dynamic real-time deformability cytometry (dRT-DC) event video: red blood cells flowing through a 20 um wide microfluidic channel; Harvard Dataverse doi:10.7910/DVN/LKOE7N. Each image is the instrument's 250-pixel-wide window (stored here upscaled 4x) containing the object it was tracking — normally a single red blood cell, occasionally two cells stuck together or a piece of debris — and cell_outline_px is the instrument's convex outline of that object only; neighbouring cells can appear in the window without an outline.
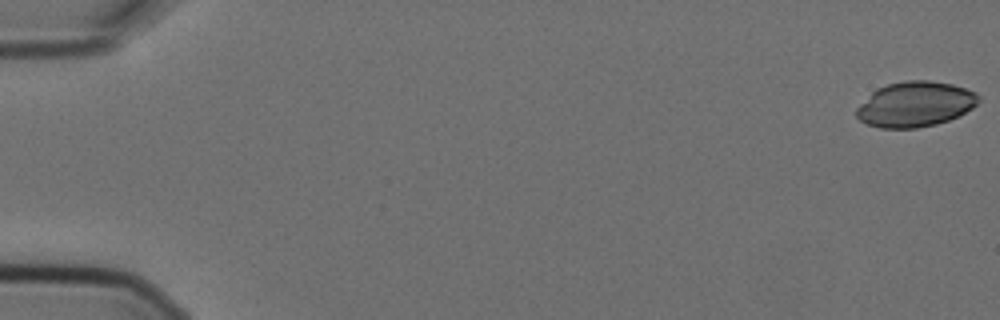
{"species": "Egyptian fruit bat (a non-hibernating species)", "species_latin": "Rousettus aegyptiacus", "temperature_condition": "cold", "stored_images_in_passage": 2, "camera_frame_rate_fps": 3000, "um_per_image_px": 0.085, "animal": {"sex": "female"}, "frame": {"image": 1, "passage_image": 1, "time_ms": 0.0, "image_size_px": [1000, 320], "cell_outline_px": [[980, 100], [972, 108], [960, 116], [936, 124], [916, 128], [880, 128], [868, 124], [860, 120], [856, 116], [856, 108], [876, 88], [888, 84], [904, 80], [928, 80], [952, 84], [976, 92], [980, 96]], "centroid_in_image_um": [77.8, 8.86], "position_along_channel_um": 7.2, "area_um2": 32.25}}